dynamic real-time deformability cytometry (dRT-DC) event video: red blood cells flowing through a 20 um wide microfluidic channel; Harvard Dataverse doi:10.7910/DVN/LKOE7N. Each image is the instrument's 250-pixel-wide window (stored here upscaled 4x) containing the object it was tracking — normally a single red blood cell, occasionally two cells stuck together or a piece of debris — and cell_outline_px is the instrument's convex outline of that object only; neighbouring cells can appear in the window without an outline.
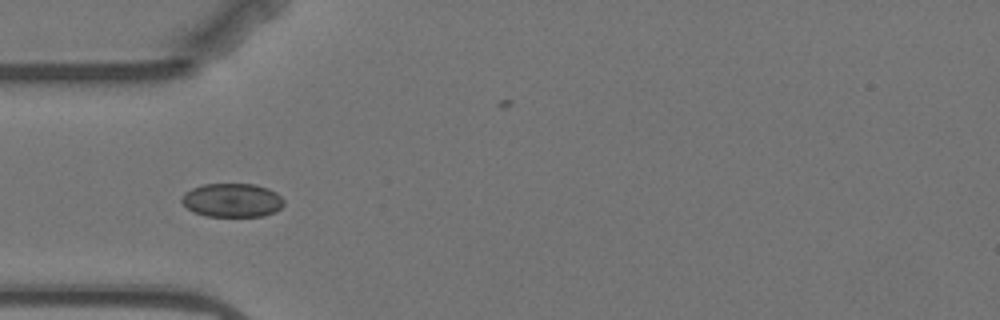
{"species": "Egyptian fruit bat (a non-hibernating species)", "species_latin": "Rousettus aegyptiacus", "temperature_condition": "warm", "stored_images_in_passage": 10, "camera_frame_rate_fps": 3000, "um_per_image_px": 0.085, "animal": {"sex": "female"}, "frame": {"image": 1, "passage_image": 4, "time_ms": 4.333, "image_size_px": [1000, 320], "cell_outline_px": [[284, 204], [276, 212], [264, 216], [204, 216], [192, 212], [180, 200], [184, 192], [192, 188], [204, 184], [256, 184], [268, 188], [276, 192], [284, 200]], "centroid_in_image_um": [19.74, 17.02], "position_along_channel_um": 65.3, "area_um2": 20.29}}
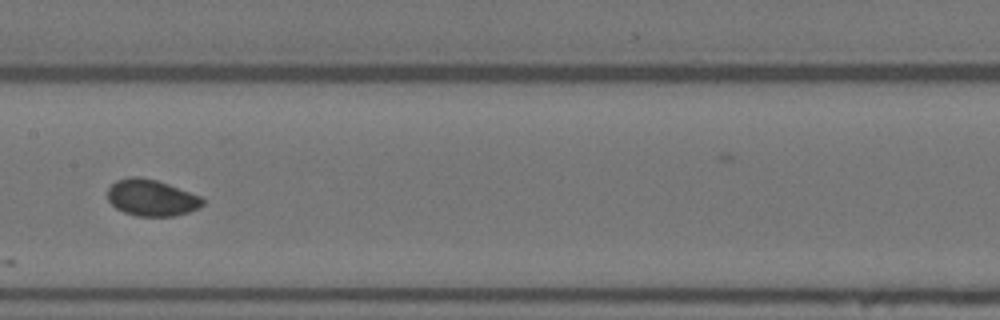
{"frame": {"image": 2, "passage_image": 7, "time_ms": 8.0, "image_size_px": [1000, 320], "cell_outline_px": [[204, 204], [200, 208], [176, 216], [136, 216], [124, 212], [116, 208], [108, 200], [108, 188], [116, 180], [132, 176], [136, 176], [156, 180], [168, 184], [200, 196], [204, 200]], "centroid_in_image_um": [12.88, 16.82], "position_along_channel_um": 194.5, "area_um2": 20.17}}
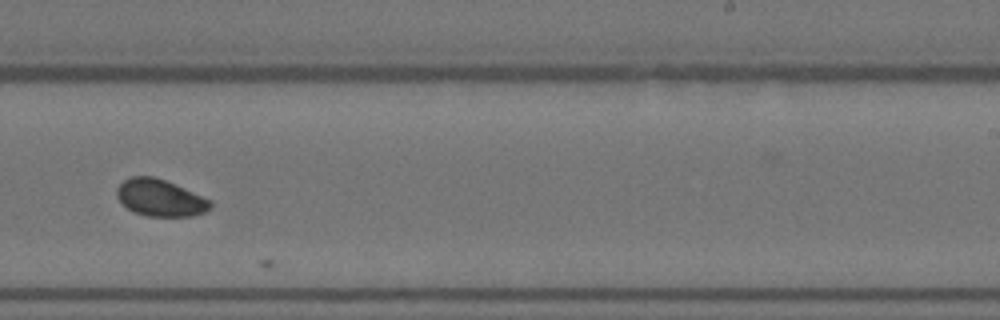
{"frame": {"image": 3, "passage_image": 9, "time_ms": 10.333, "image_size_px": [1000, 320], "cell_outline_px": [[212, 208], [204, 212], [192, 216], [144, 216], [132, 212], [116, 196], [116, 188], [128, 176], [156, 176], [212, 200]], "centroid_in_image_um": [13.61, 16.81], "position_along_channel_um": 275.4, "area_um2": 20.29}}